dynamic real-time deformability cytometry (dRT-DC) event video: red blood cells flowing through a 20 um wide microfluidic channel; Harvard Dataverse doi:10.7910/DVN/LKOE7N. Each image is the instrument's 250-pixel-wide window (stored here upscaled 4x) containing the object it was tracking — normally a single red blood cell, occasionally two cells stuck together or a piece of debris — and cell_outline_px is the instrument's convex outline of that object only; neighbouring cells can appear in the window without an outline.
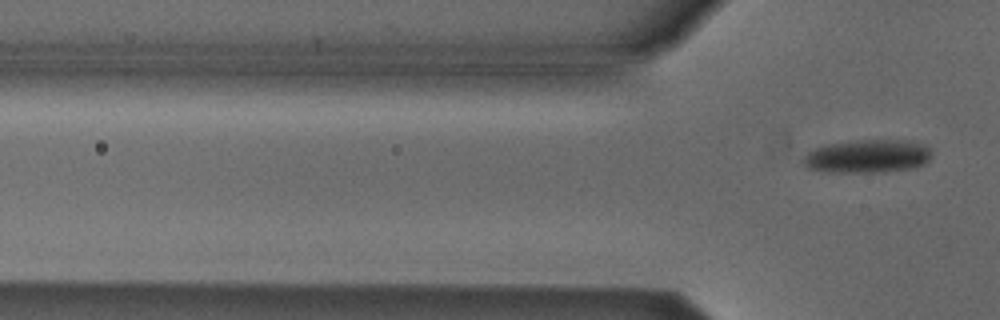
{"species": "Egyptian fruit bat (a non-hibernating species)", "species_latin": "Rousettus aegyptiacus", "temperature_condition": "cold", "stored_images_in_passage": 6, "segment_of_instrument_passage": [2, 2], "camera_frame_rate_fps": 3000, "um_per_image_px": 0.085, "animal": {"sex": "male"}, "frame": {"image": 1, "passage_image": 6, "time_ms": 6.667, "image_size_px": [1000, 320], "cell_outline_px": [[932, 156], [924, 164], [912, 168], [884, 172], [828, 172], [808, 168], [800, 160], [812, 148], [828, 144], [856, 140], [904, 140], [924, 144], [932, 152]], "centroid_in_image_um": [73.72, 13.28], "position_along_channel_um": 52.1, "area_um2": 25.09}}